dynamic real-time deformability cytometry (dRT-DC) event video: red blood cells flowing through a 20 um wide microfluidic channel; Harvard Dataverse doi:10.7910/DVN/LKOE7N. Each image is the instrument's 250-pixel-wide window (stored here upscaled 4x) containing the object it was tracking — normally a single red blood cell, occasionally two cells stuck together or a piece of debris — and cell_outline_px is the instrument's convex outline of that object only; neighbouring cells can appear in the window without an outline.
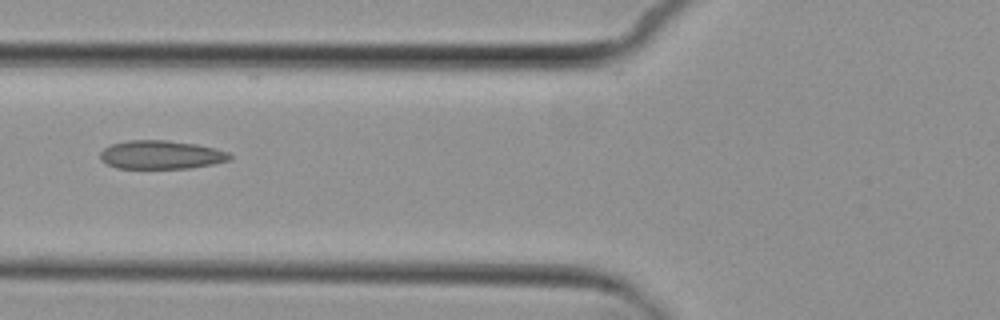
{"species": "common noctule bat (a hibernating species)", "species_latin": "Nyctalus noctula", "temperature_condition": "cold", "stored_images_in_passage": 5, "camera_frame_rate_fps": 3000, "um_per_image_px": 0.085, "animal": {"sex": "female", "body_mass_g": 29.2, "forearm_length_mm": 56.3}, "frame": {"image": 1, "passage_image": 5, "time_ms": 4.667, "image_size_px": [1000, 320], "cell_outline_px": [[232, 156], [228, 160], [212, 164], [192, 168], [116, 168], [100, 160], [100, 152], [104, 148], [112, 144], [128, 140], [164, 140], [196, 144], [216, 148], [228, 152]], "centroid_in_image_um": [13.68, 13.15], "position_along_channel_um": 112.1, "area_um2": 21.5}}